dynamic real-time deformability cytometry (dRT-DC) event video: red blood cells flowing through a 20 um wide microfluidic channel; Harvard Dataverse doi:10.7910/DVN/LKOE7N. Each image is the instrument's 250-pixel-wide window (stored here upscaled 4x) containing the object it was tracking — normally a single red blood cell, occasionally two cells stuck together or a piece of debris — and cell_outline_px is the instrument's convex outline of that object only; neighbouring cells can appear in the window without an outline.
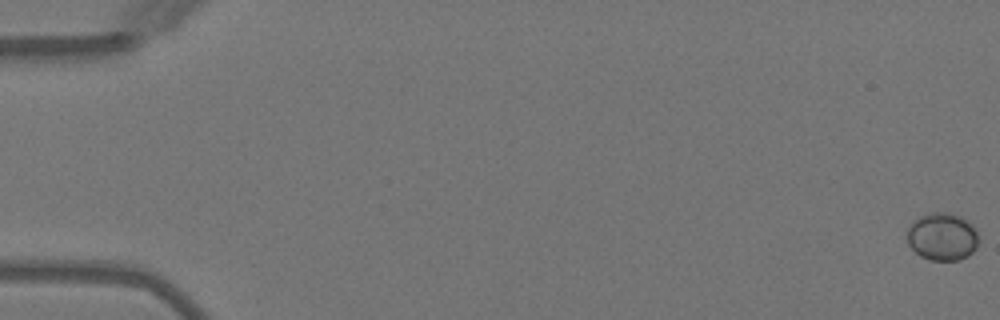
{"species": "Egyptian fruit bat (a non-hibernating species)", "species_latin": "Rousettus aegyptiacus", "temperature_condition": "warm", "stored_images_in_passage": 7, "camera_frame_rate_fps": 3000, "um_per_image_px": 0.085, "animal": {"sex": "female"}, "frame": {"image": 1, "passage_image": 1, "time_ms": 0.0, "image_size_px": [1000, 320], "cell_outline_px": [[976, 248], [968, 256], [960, 260], [932, 260], [920, 256], [908, 244], [908, 228], [920, 216], [928, 212], [948, 212], [960, 216], [968, 220], [976, 228]], "centroid_in_image_um": [80.1, 20.11], "position_along_channel_um": 4.9, "area_um2": 19.77}}
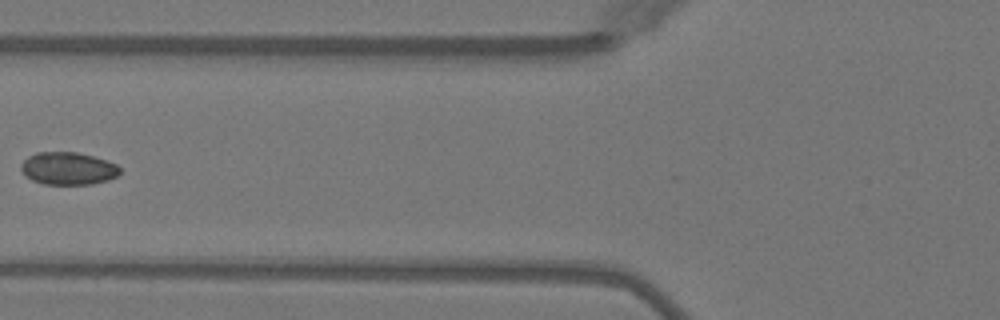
{"frame": {"image": 2, "passage_image": 6, "time_ms": 7.0, "image_size_px": [1000, 320], "cell_outline_px": [[120, 172], [116, 176], [108, 180], [92, 184], [44, 184], [32, 180], [24, 176], [20, 168], [20, 164], [28, 156], [36, 152], [76, 152], [108, 160], [116, 164], [120, 168]], "centroid_in_image_um": [5.76, 14.32], "position_along_channel_um": 120.0, "area_um2": 18.9}}
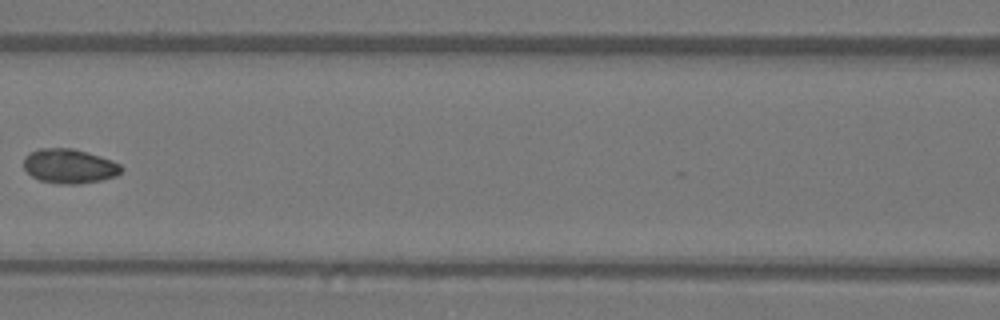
{"frame": {"image": 3, "passage_image": 7, "time_ms": 8.0, "image_size_px": [1000, 320], "cell_outline_px": [[124, 168], [116, 176], [100, 180], [80, 184], [60, 184], [40, 180], [32, 176], [24, 168], [24, 156], [40, 148], [72, 148], [100, 156], [112, 160], [120, 164]], "centroid_in_image_um": [5.9, 14.12], "position_along_channel_um": 160.7, "area_um2": 19.54}}